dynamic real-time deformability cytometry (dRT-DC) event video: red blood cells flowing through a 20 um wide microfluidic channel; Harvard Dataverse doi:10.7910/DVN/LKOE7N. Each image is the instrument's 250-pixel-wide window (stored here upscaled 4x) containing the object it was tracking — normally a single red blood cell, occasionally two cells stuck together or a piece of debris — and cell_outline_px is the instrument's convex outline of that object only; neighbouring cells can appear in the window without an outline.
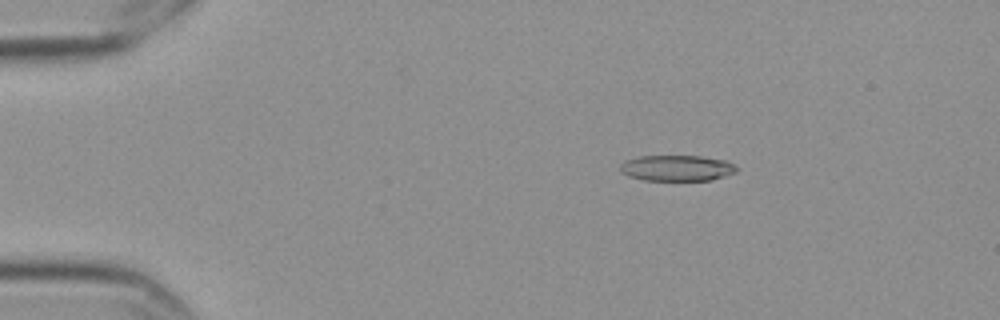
{"species": "Egyptian fruit bat (a non-hibernating species)", "species_latin": "Rousettus aegyptiacus", "temperature_condition": "cold", "stored_images_in_passage": 57, "camera_frame_rate_fps": 3000, "um_per_image_px": 0.085, "frame": {"image": 1, "passage_image": 10, "time_ms": 3.0, "image_size_px": [1000, 320], "cell_outline_px": [[740, 168], [736, 172], [712, 180], [644, 180], [628, 176], [620, 172], [620, 164], [624, 160], [640, 156], [700, 156], [724, 160]], "centroid_in_image_um": [57.51, 14.28], "position_along_channel_um": 27.5, "area_um2": 17.57}}
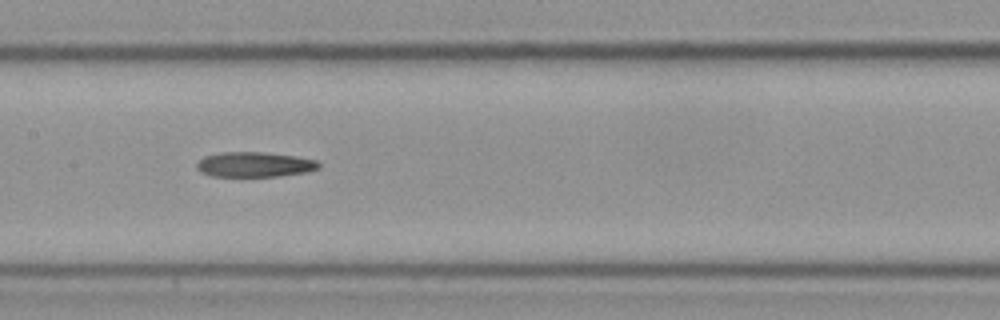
{"frame": {"image": 2, "passage_image": 29, "time_ms": 9.333, "image_size_px": [1000, 320], "cell_outline_px": [[320, 168], [308, 172], [280, 176], [212, 176], [200, 172], [196, 168], [196, 164], [204, 156], [220, 152], [264, 152], [296, 156], [316, 160], [320, 164]], "centroid_in_image_um": [21.64, 13.98], "position_along_channel_um": 185.8, "area_um2": 17.92}}
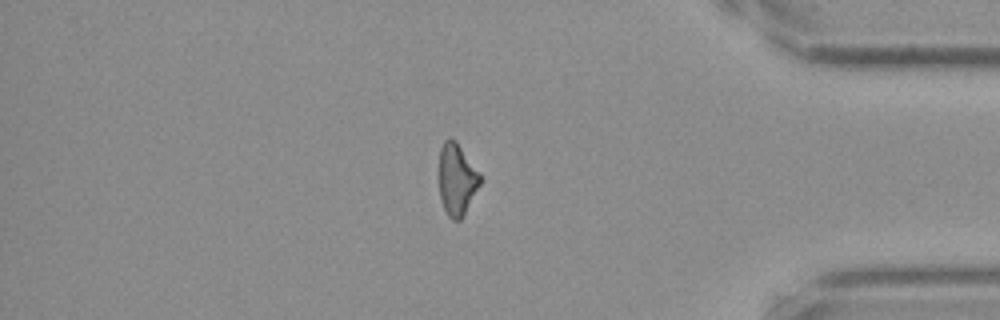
{"frame": {"image": 3, "passage_image": 49, "time_ms": 16.0, "image_size_px": [1000, 320], "cell_outline_px": [[480, 184], [460, 220], [452, 220], [448, 216], [440, 200], [440, 148], [444, 140], [456, 140], [480, 172]], "centroid_in_image_um": [38.83, 15.24], "position_along_channel_um": 396.4, "area_um2": 16.88}}